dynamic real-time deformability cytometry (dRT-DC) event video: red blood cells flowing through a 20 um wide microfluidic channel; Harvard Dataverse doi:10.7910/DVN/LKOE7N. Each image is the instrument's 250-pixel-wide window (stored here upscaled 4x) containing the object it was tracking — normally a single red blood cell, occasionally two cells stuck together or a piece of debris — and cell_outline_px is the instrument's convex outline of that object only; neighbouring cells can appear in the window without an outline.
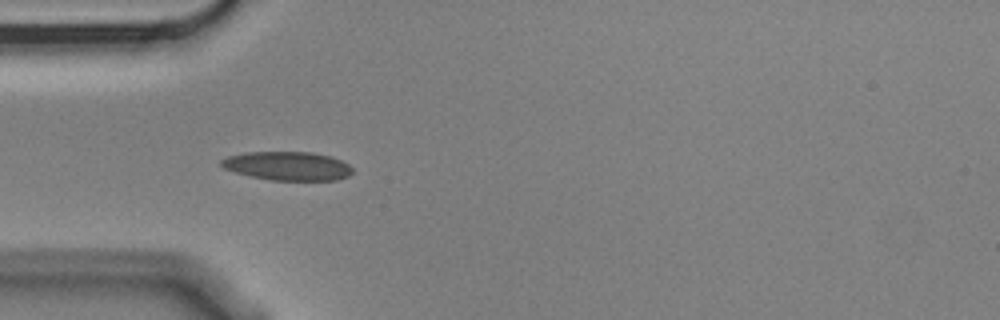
{"species": "Egyptian fruit bat (a non-hibernating species)", "species_latin": "Rousettus aegyptiacus", "temperature_condition": "cold", "stored_images_in_passage": 8, "camera_frame_rate_fps": 3000, "um_per_image_px": 0.085, "animal": {"sex": "male"}, "frame": {"image": 1, "passage_image": 4, "time_ms": 1.0, "image_size_px": [1000, 320], "cell_outline_px": [[352, 172], [348, 176], [336, 180], [272, 180], [252, 176], [236, 172], [224, 168], [220, 164], [220, 160], [228, 156], [244, 152], [312, 152], [332, 156], [348, 164], [352, 168]], "centroid_in_image_um": [24.45, 14.1], "position_along_channel_um": 60.5, "area_um2": 21.91}}
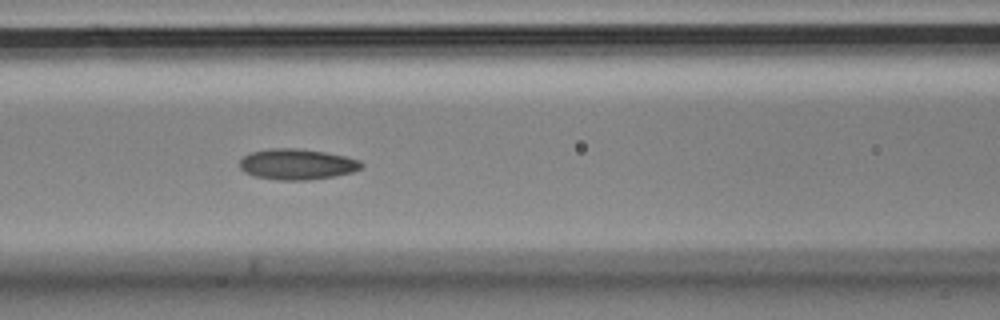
{"frame": {"image": 2, "passage_image": 6, "time_ms": 1.667, "image_size_px": [1000, 320], "cell_outline_px": [[364, 164], [360, 168], [352, 172], [332, 176], [308, 180], [280, 180], [256, 176], [244, 172], [240, 168], [240, 160], [244, 156], [252, 152], [272, 148], [296, 148], [324, 152], [344, 156], [360, 160]], "centroid_in_image_um": [25.24, 13.96], "position_along_channel_um": 141.4, "area_um2": 21.56}}
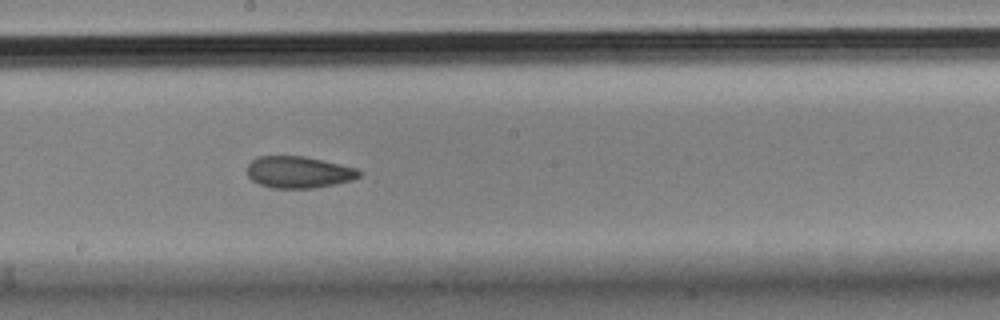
{"frame": {"image": 3, "passage_image": 8, "time_ms": 2.333, "image_size_px": [1000, 320], "cell_outline_px": [[364, 172], [360, 176], [352, 180], [312, 188], [272, 188], [260, 184], [252, 180], [248, 176], [248, 164], [252, 160], [260, 156], [304, 156], [356, 168]], "centroid_in_image_um": [25.39, 14.63], "position_along_channel_um": 222.8, "area_um2": 20.52}}